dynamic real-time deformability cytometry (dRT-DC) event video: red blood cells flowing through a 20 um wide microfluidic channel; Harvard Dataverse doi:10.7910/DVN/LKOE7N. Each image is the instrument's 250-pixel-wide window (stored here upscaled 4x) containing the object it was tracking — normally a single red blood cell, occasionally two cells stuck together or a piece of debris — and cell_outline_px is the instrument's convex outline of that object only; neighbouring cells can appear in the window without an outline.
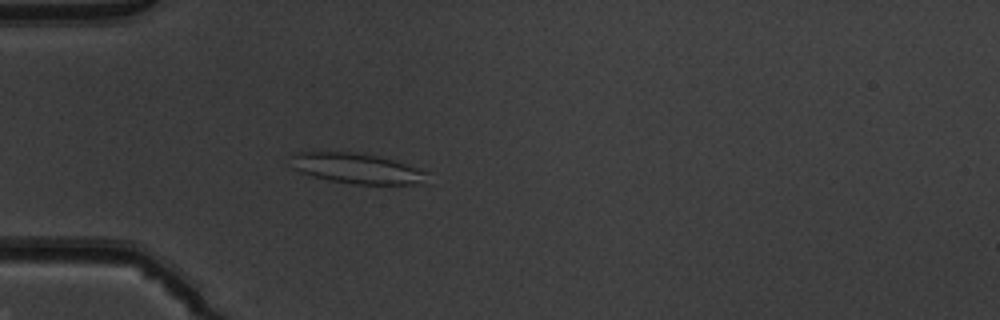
{"species": "common noctule bat (a hibernating species)", "species_latin": "Nyctalus noctula", "temperature_condition": "warm", "stored_images_in_passage": 50, "camera_frame_rate_fps": 3000, "um_per_image_px": 0.085, "animal": {"sex": "male", "body_mass_g": 19.5, "forearm_length_mm": 54.6}, "frame": {"image": 1, "passage_image": 15, "time_ms": 4.667, "image_size_px": [1000, 320], "cell_outline_px": [[428, 184], [352, 184], [312, 176], [300, 172], [292, 168], [292, 156], [296, 152], [312, 148], [348, 152], [376, 156], [392, 160], [428, 172]], "centroid_in_image_um": [30.26, 14.29], "position_along_channel_um": 54.7, "area_um2": 24.57}}
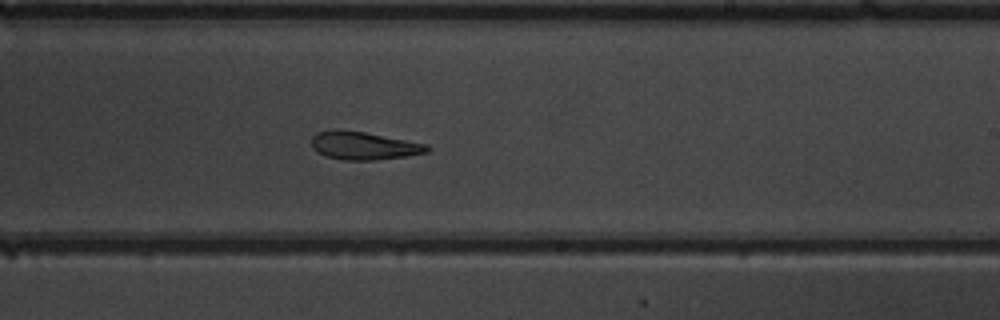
{"frame": {"image": 2, "passage_image": 31, "time_ms": 10.0, "image_size_px": [1000, 320], "cell_outline_px": [[432, 148], [428, 152], [404, 156], [376, 160], [344, 160], [328, 156], [312, 148], [312, 136], [316, 132], [336, 128], [340, 128], [364, 132], [428, 144]], "centroid_in_image_um": [30.92, 12.36], "position_along_channel_um": 258.1, "area_um2": 18.9}}
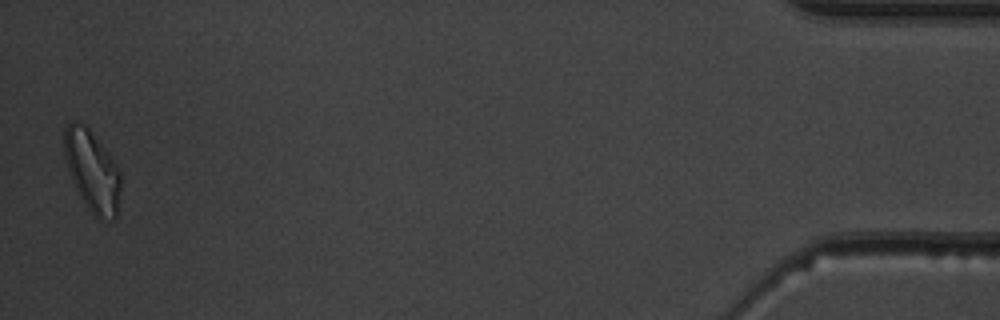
{"frame": {"image": 3, "passage_image": 50, "time_ms": 16.333, "image_size_px": [1000, 320], "cell_outline_px": [[120, 188], [116, 216], [112, 220], [100, 220], [88, 208], [80, 196], [68, 168], [64, 156], [64, 128], [68, 124], [76, 120], [80, 120], [88, 128], [116, 164], [120, 172]], "centroid_in_image_um": [7.83, 14.52], "position_along_channel_um": 427.4, "area_um2": 26.18}, "authors_computed_cell_mechanics": {"area_um2": 21.1548, "velocity_mm_per_s": 3.9994, "shape_relaxation_time_tau1_ms": null, "shape_relaxation_time_tau2_ms": 1.6549, "deformation_change_tau1": null, "deformation_change_tau2": 0.0917}}